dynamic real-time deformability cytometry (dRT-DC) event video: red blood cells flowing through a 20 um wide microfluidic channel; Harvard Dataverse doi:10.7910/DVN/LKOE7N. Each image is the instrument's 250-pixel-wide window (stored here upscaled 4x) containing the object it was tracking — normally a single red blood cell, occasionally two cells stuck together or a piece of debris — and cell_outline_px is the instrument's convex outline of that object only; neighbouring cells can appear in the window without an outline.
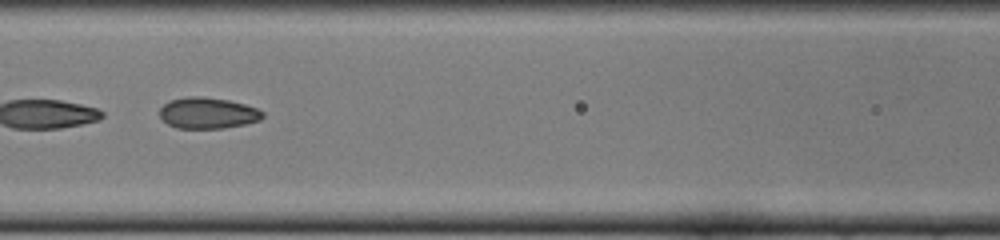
{"species": "common noctule bat (a hibernating species)", "species_latin": "Nyctalus noctula", "temperature_condition": "cold", "stored_images_in_passage": 25, "camera_frame_rate_fps": 3000, "um_per_image_px": 0.085, "animal": {"sex": "female", "body_mass_g": 22.0, "forearm_length_mm": 56.7}, "frame": {"image": 1, "passage_image": 22, "time_ms": 7.0, "image_size_px": [1000, 240], "cell_outline_px": [[264, 116], [260, 120], [244, 124], [224, 128], [176, 128], [168, 124], [160, 116], [160, 108], [168, 100], [192, 96], [200, 96], [228, 100], [244, 104], [256, 108], [264, 112]], "centroid_in_image_um": [17.65, 9.61], "position_along_channel_um": 148.9, "area_um2": 18.61}}